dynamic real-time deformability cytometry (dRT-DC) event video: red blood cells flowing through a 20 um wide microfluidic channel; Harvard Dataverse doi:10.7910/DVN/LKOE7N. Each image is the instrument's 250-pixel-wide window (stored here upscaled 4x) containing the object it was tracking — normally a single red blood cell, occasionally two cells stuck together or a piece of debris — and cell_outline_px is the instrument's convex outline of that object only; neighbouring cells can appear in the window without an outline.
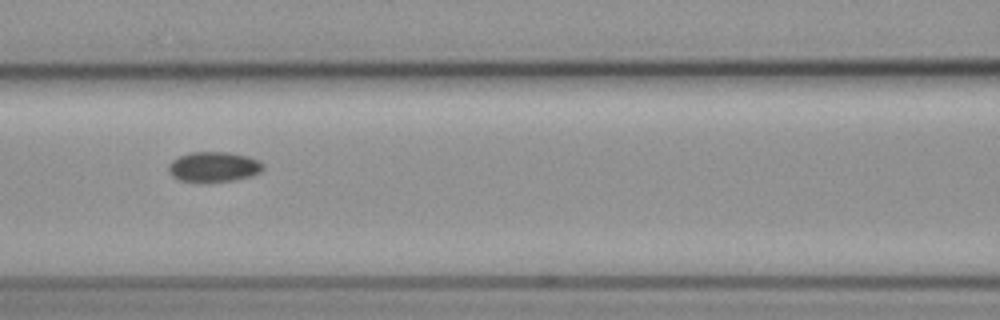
{"species": "common noctule bat (a hibernating species)", "species_latin": "Nyctalus noctula", "temperature_condition": "cold", "stored_images_in_passage": 9, "camera_frame_rate_fps": 3000, "um_per_image_px": 0.085, "animal": {"sex": "female", "body_mass_g": 19.3, "forearm_length_mm": 54.1}, "frame": {"image": 1, "passage_image": 4, "time_ms": 3.667, "image_size_px": [1000, 320], "cell_outline_px": [[264, 168], [260, 172], [252, 176], [232, 180], [200, 184], [180, 180], [172, 176], [168, 172], [168, 164], [172, 160], [180, 156], [192, 152], [228, 152], [248, 156], [260, 160], [264, 164]], "centroid_in_image_um": [18.16, 14.2], "position_along_channel_um": 148.4, "area_um2": 17.05}}
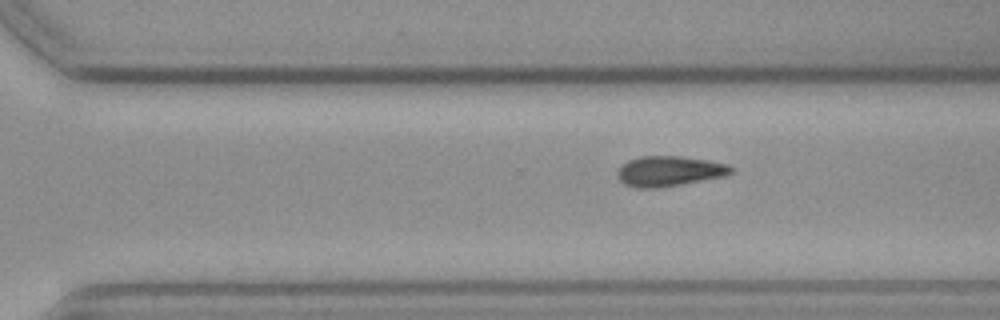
{"frame": {"image": 2, "passage_image": 9, "time_ms": 10.333, "image_size_px": [1000, 320], "cell_outline_px": [[732, 172], [724, 176], [660, 188], [636, 188], [624, 184], [616, 176], [616, 172], [620, 164], [628, 160], [640, 156], [680, 156], [708, 160], [728, 164], [732, 168]], "centroid_in_image_um": [56.82, 14.54], "position_along_channel_um": 313.8, "area_um2": 20.17}}